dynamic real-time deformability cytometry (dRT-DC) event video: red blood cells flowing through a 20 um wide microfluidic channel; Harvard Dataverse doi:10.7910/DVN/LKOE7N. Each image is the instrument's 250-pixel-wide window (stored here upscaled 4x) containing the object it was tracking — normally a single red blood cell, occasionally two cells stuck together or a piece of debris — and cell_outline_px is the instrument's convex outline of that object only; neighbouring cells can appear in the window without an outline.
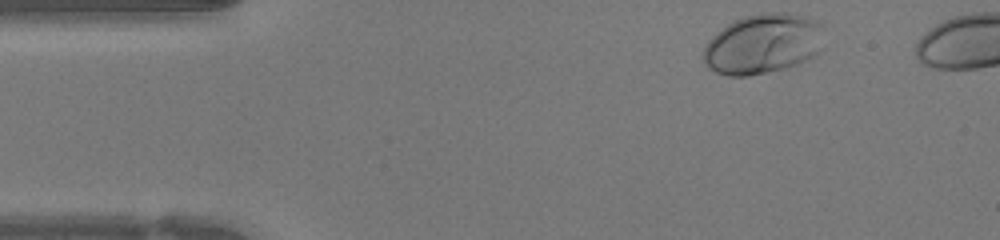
{"species": "human", "species_latin": "Homo sapiens", "temperature_condition": "warm", "stored_images_in_passage": 27, "camera_frame_rate_fps": 3000, "um_per_image_px": 0.085, "donor": {"sex": "female"}, "frame": {"image": 1, "passage_image": 1, "time_ms": 0.0, "image_size_px": [1000, 240], "cell_outline_px": [[824, 24], [816, 52], [812, 56], [796, 64], [784, 68], [748, 76], [728, 76], [716, 72], [708, 68], [704, 64], [704, 48], [708, 40], [716, 32], [728, 24], [744, 16], [764, 12], [788, 12], [820, 20]], "centroid_in_image_um": [64.81, 3.71], "position_along_channel_um": 20.2, "area_um2": 41.96}}
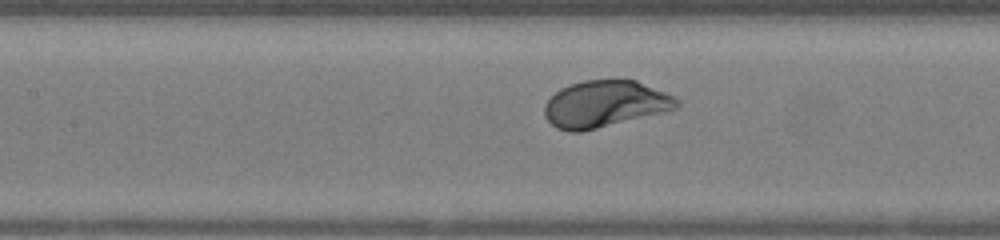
{"frame": {"image": 2, "passage_image": 16, "time_ms": 5.0, "image_size_px": [1000, 240], "cell_outline_px": [[680, 104], [676, 108], [664, 112], [580, 132], [568, 132], [556, 128], [544, 116], [544, 104], [560, 88], [584, 80], [636, 80], [664, 92], [680, 100]], "centroid_in_image_um": [51.4, 8.84], "position_along_channel_um": 156.0, "area_um2": 35.72}}
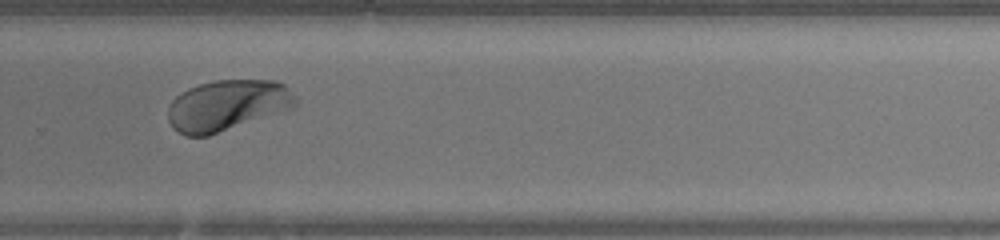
{"frame": {"image": 3, "passage_image": 27, "time_ms": 8.667, "image_size_px": [1000, 240], "cell_outline_px": [[296, 108], [208, 136], [184, 136], [172, 128], [168, 120], [168, 108], [172, 100], [180, 92], [188, 88], [200, 84], [216, 80], [276, 80], [284, 84], [296, 100]], "centroid_in_image_um": [19.31, 8.97], "position_along_channel_um": 310.5, "area_um2": 38.09}}